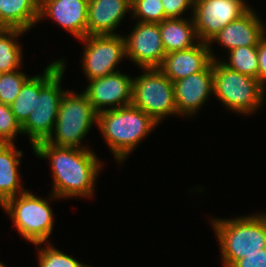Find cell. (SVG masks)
Returning a JSON list of instances; mask_svg holds the SVG:
<instances>
[{
  "mask_svg": "<svg viewBox=\"0 0 266 267\" xmlns=\"http://www.w3.org/2000/svg\"><path fill=\"white\" fill-rule=\"evenodd\" d=\"M212 62L208 43H197L185 50L170 52L165 55L159 69L172 81L185 78L203 71Z\"/></svg>",
  "mask_w": 266,
  "mask_h": 267,
  "instance_id": "2e32d148",
  "label": "cell"
},
{
  "mask_svg": "<svg viewBox=\"0 0 266 267\" xmlns=\"http://www.w3.org/2000/svg\"><path fill=\"white\" fill-rule=\"evenodd\" d=\"M255 10L249 9L245 14L235 21L230 22L210 41V55L212 60L216 57L211 51L212 42L220 43L229 51L240 46H257L266 35V27L259 19Z\"/></svg>",
  "mask_w": 266,
  "mask_h": 267,
  "instance_id": "9a60e30c",
  "label": "cell"
},
{
  "mask_svg": "<svg viewBox=\"0 0 266 267\" xmlns=\"http://www.w3.org/2000/svg\"><path fill=\"white\" fill-rule=\"evenodd\" d=\"M86 148L65 147L41 141L33 147L39 158L49 159L53 176L51 198L88 197L94 194L102 162Z\"/></svg>",
  "mask_w": 266,
  "mask_h": 267,
  "instance_id": "6da1fadb",
  "label": "cell"
},
{
  "mask_svg": "<svg viewBox=\"0 0 266 267\" xmlns=\"http://www.w3.org/2000/svg\"><path fill=\"white\" fill-rule=\"evenodd\" d=\"M51 245L48 242L46 247L41 249L38 247L39 267H90Z\"/></svg>",
  "mask_w": 266,
  "mask_h": 267,
  "instance_id": "d4e9b609",
  "label": "cell"
},
{
  "mask_svg": "<svg viewBox=\"0 0 266 267\" xmlns=\"http://www.w3.org/2000/svg\"><path fill=\"white\" fill-rule=\"evenodd\" d=\"M258 80L266 88V35L257 45Z\"/></svg>",
  "mask_w": 266,
  "mask_h": 267,
  "instance_id": "f546056e",
  "label": "cell"
},
{
  "mask_svg": "<svg viewBox=\"0 0 266 267\" xmlns=\"http://www.w3.org/2000/svg\"><path fill=\"white\" fill-rule=\"evenodd\" d=\"M82 92L88 97L97 113L121 108L132 102L133 78L118 71L89 80L88 86Z\"/></svg>",
  "mask_w": 266,
  "mask_h": 267,
  "instance_id": "7c38bea8",
  "label": "cell"
},
{
  "mask_svg": "<svg viewBox=\"0 0 266 267\" xmlns=\"http://www.w3.org/2000/svg\"><path fill=\"white\" fill-rule=\"evenodd\" d=\"M7 265H5L4 263L0 262V267H6Z\"/></svg>",
  "mask_w": 266,
  "mask_h": 267,
  "instance_id": "4dcf8cb0",
  "label": "cell"
},
{
  "mask_svg": "<svg viewBox=\"0 0 266 267\" xmlns=\"http://www.w3.org/2000/svg\"><path fill=\"white\" fill-rule=\"evenodd\" d=\"M165 17L167 18H183L185 11L193 9L194 0H161ZM190 8V9H189ZM182 16V17H181Z\"/></svg>",
  "mask_w": 266,
  "mask_h": 267,
  "instance_id": "83f0119b",
  "label": "cell"
},
{
  "mask_svg": "<svg viewBox=\"0 0 266 267\" xmlns=\"http://www.w3.org/2000/svg\"><path fill=\"white\" fill-rule=\"evenodd\" d=\"M48 202L27 190L7 199L1 207L11 217L13 227L23 239L40 246L48 243L53 231V211Z\"/></svg>",
  "mask_w": 266,
  "mask_h": 267,
  "instance_id": "52a82bcc",
  "label": "cell"
},
{
  "mask_svg": "<svg viewBox=\"0 0 266 267\" xmlns=\"http://www.w3.org/2000/svg\"><path fill=\"white\" fill-rule=\"evenodd\" d=\"M213 64V94L227 110L251 115L263 105L265 87L258 79L233 71L219 59Z\"/></svg>",
  "mask_w": 266,
  "mask_h": 267,
  "instance_id": "5b68a950",
  "label": "cell"
},
{
  "mask_svg": "<svg viewBox=\"0 0 266 267\" xmlns=\"http://www.w3.org/2000/svg\"><path fill=\"white\" fill-rule=\"evenodd\" d=\"M88 1L40 0L38 21L51 18L77 39H83L87 36Z\"/></svg>",
  "mask_w": 266,
  "mask_h": 267,
  "instance_id": "5bb4252c",
  "label": "cell"
},
{
  "mask_svg": "<svg viewBox=\"0 0 266 267\" xmlns=\"http://www.w3.org/2000/svg\"><path fill=\"white\" fill-rule=\"evenodd\" d=\"M249 9L245 0H194L192 18L198 39L209 43L222 28Z\"/></svg>",
  "mask_w": 266,
  "mask_h": 267,
  "instance_id": "30bf717a",
  "label": "cell"
},
{
  "mask_svg": "<svg viewBox=\"0 0 266 267\" xmlns=\"http://www.w3.org/2000/svg\"><path fill=\"white\" fill-rule=\"evenodd\" d=\"M231 267H266V248L260 252L248 254L237 260Z\"/></svg>",
  "mask_w": 266,
  "mask_h": 267,
  "instance_id": "f1b7e54d",
  "label": "cell"
},
{
  "mask_svg": "<svg viewBox=\"0 0 266 267\" xmlns=\"http://www.w3.org/2000/svg\"><path fill=\"white\" fill-rule=\"evenodd\" d=\"M40 0H0V26L29 31L39 18Z\"/></svg>",
  "mask_w": 266,
  "mask_h": 267,
  "instance_id": "ffe728a7",
  "label": "cell"
},
{
  "mask_svg": "<svg viewBox=\"0 0 266 267\" xmlns=\"http://www.w3.org/2000/svg\"><path fill=\"white\" fill-rule=\"evenodd\" d=\"M210 222L219 241L224 267H231L246 255L266 248L265 213L235 219L212 218Z\"/></svg>",
  "mask_w": 266,
  "mask_h": 267,
  "instance_id": "3957f363",
  "label": "cell"
},
{
  "mask_svg": "<svg viewBox=\"0 0 266 267\" xmlns=\"http://www.w3.org/2000/svg\"><path fill=\"white\" fill-rule=\"evenodd\" d=\"M65 64L64 59L56 60L46 66L44 73L39 75L36 108L21 125L23 134L29 137L32 149L37 143L46 141L54 130L60 101L66 92L60 88Z\"/></svg>",
  "mask_w": 266,
  "mask_h": 267,
  "instance_id": "277c9868",
  "label": "cell"
},
{
  "mask_svg": "<svg viewBox=\"0 0 266 267\" xmlns=\"http://www.w3.org/2000/svg\"><path fill=\"white\" fill-rule=\"evenodd\" d=\"M137 22L130 34L124 37L126 57L140 69L159 68L166 55L159 23Z\"/></svg>",
  "mask_w": 266,
  "mask_h": 267,
  "instance_id": "8fae6325",
  "label": "cell"
},
{
  "mask_svg": "<svg viewBox=\"0 0 266 267\" xmlns=\"http://www.w3.org/2000/svg\"><path fill=\"white\" fill-rule=\"evenodd\" d=\"M97 122L98 113L88 97L83 92L76 94L68 89L61 98L54 130L46 142L89 149L80 144L93 124L97 126Z\"/></svg>",
  "mask_w": 266,
  "mask_h": 267,
  "instance_id": "8992f818",
  "label": "cell"
},
{
  "mask_svg": "<svg viewBox=\"0 0 266 267\" xmlns=\"http://www.w3.org/2000/svg\"><path fill=\"white\" fill-rule=\"evenodd\" d=\"M25 32L18 28L0 29V70L3 73L15 71L21 67L22 47L16 40Z\"/></svg>",
  "mask_w": 266,
  "mask_h": 267,
  "instance_id": "44dd1931",
  "label": "cell"
},
{
  "mask_svg": "<svg viewBox=\"0 0 266 267\" xmlns=\"http://www.w3.org/2000/svg\"><path fill=\"white\" fill-rule=\"evenodd\" d=\"M173 84L178 115H196L209 95H214L212 62L203 71L179 79Z\"/></svg>",
  "mask_w": 266,
  "mask_h": 267,
  "instance_id": "4fadbf2b",
  "label": "cell"
},
{
  "mask_svg": "<svg viewBox=\"0 0 266 267\" xmlns=\"http://www.w3.org/2000/svg\"><path fill=\"white\" fill-rule=\"evenodd\" d=\"M22 155L14 143H0V205L26 191L18 170Z\"/></svg>",
  "mask_w": 266,
  "mask_h": 267,
  "instance_id": "ac0fdd59",
  "label": "cell"
},
{
  "mask_svg": "<svg viewBox=\"0 0 266 267\" xmlns=\"http://www.w3.org/2000/svg\"><path fill=\"white\" fill-rule=\"evenodd\" d=\"M19 69L2 73L0 77V103L11 105L20 93L21 87L30 78Z\"/></svg>",
  "mask_w": 266,
  "mask_h": 267,
  "instance_id": "484cf974",
  "label": "cell"
},
{
  "mask_svg": "<svg viewBox=\"0 0 266 267\" xmlns=\"http://www.w3.org/2000/svg\"><path fill=\"white\" fill-rule=\"evenodd\" d=\"M131 17L143 23H161L166 19L161 0H134Z\"/></svg>",
  "mask_w": 266,
  "mask_h": 267,
  "instance_id": "cb8c5ba5",
  "label": "cell"
},
{
  "mask_svg": "<svg viewBox=\"0 0 266 267\" xmlns=\"http://www.w3.org/2000/svg\"><path fill=\"white\" fill-rule=\"evenodd\" d=\"M159 29L166 54L189 49L200 41L192 17L188 20L186 18H167L159 23Z\"/></svg>",
  "mask_w": 266,
  "mask_h": 267,
  "instance_id": "d6986e66",
  "label": "cell"
},
{
  "mask_svg": "<svg viewBox=\"0 0 266 267\" xmlns=\"http://www.w3.org/2000/svg\"><path fill=\"white\" fill-rule=\"evenodd\" d=\"M83 53V73L93 80L118 72L117 65L126 58L124 35H87Z\"/></svg>",
  "mask_w": 266,
  "mask_h": 267,
  "instance_id": "9c48e42d",
  "label": "cell"
},
{
  "mask_svg": "<svg viewBox=\"0 0 266 267\" xmlns=\"http://www.w3.org/2000/svg\"><path fill=\"white\" fill-rule=\"evenodd\" d=\"M39 96V75L30 77L21 87L20 93L10 105L16 120L22 125L36 108Z\"/></svg>",
  "mask_w": 266,
  "mask_h": 267,
  "instance_id": "7402d4cb",
  "label": "cell"
},
{
  "mask_svg": "<svg viewBox=\"0 0 266 267\" xmlns=\"http://www.w3.org/2000/svg\"><path fill=\"white\" fill-rule=\"evenodd\" d=\"M143 74L133 77L131 104L161 123L165 116L177 115L174 84L159 68H142Z\"/></svg>",
  "mask_w": 266,
  "mask_h": 267,
  "instance_id": "ba28073f",
  "label": "cell"
},
{
  "mask_svg": "<svg viewBox=\"0 0 266 267\" xmlns=\"http://www.w3.org/2000/svg\"><path fill=\"white\" fill-rule=\"evenodd\" d=\"M158 125L151 116L132 104L98 113L97 126L117 163L124 162Z\"/></svg>",
  "mask_w": 266,
  "mask_h": 267,
  "instance_id": "7a4b0ae2",
  "label": "cell"
},
{
  "mask_svg": "<svg viewBox=\"0 0 266 267\" xmlns=\"http://www.w3.org/2000/svg\"><path fill=\"white\" fill-rule=\"evenodd\" d=\"M229 61L221 60L229 69L258 79L257 46H240L228 52Z\"/></svg>",
  "mask_w": 266,
  "mask_h": 267,
  "instance_id": "603a6c76",
  "label": "cell"
},
{
  "mask_svg": "<svg viewBox=\"0 0 266 267\" xmlns=\"http://www.w3.org/2000/svg\"><path fill=\"white\" fill-rule=\"evenodd\" d=\"M130 9L128 0H89L87 35H116L114 31Z\"/></svg>",
  "mask_w": 266,
  "mask_h": 267,
  "instance_id": "e0dca14e",
  "label": "cell"
},
{
  "mask_svg": "<svg viewBox=\"0 0 266 267\" xmlns=\"http://www.w3.org/2000/svg\"><path fill=\"white\" fill-rule=\"evenodd\" d=\"M18 134H23L22 128L10 105L0 103V143H14Z\"/></svg>",
  "mask_w": 266,
  "mask_h": 267,
  "instance_id": "4316f807",
  "label": "cell"
}]
</instances>
